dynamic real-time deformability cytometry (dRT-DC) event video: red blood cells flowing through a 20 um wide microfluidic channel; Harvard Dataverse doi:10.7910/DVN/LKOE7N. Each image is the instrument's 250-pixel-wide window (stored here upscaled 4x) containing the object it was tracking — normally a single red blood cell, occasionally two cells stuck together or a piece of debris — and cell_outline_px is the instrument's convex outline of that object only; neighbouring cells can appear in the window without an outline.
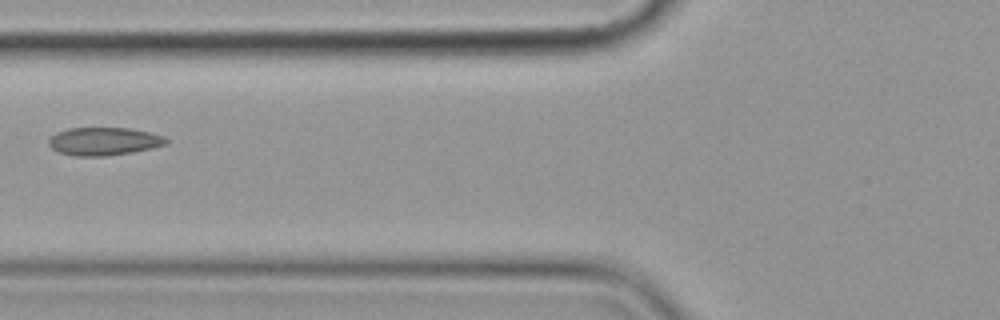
{"species": "common noctule bat (a hibernating species)", "species_latin": "Nyctalus noctula", "temperature_condition": "cold", "stored_images_in_passage": 8, "camera_frame_rate_fps": 3000, "um_per_image_px": 0.085, "animal": {"sex": "female", "body_mass_g": 19.9}, "frame": {"image": 1, "passage_image": 3, "time_ms": 2.333, "image_size_px": [1000, 320], "cell_outline_px": [[168, 144], [152, 148], [132, 152], [104, 156], [72, 156], [56, 152], [48, 144], [48, 140], [56, 132], [68, 128], [128, 128], [148, 132], [164, 136], [168, 140]], "centroid_in_image_um": [8.8, 12.02], "position_along_channel_um": 117.0, "area_um2": 19.25}}
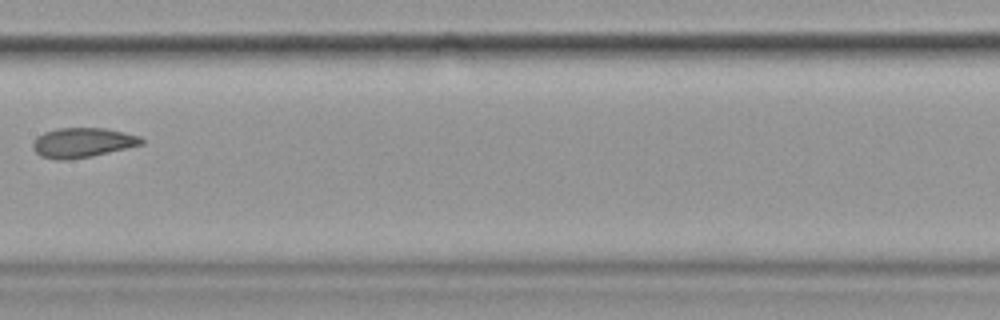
{"frame": {"image": 2, "passage_image": 5, "time_ms": 4.667, "image_size_px": [1000, 320], "cell_outline_px": [[144, 144], [92, 156], [68, 160], [56, 160], [40, 156], [32, 148], [32, 144], [36, 136], [44, 132], [60, 128], [104, 128], [124, 132], [140, 136], [144, 140]], "centroid_in_image_um": [7.0, 12.13], "position_along_channel_um": 200.4, "area_um2": 18.9}}
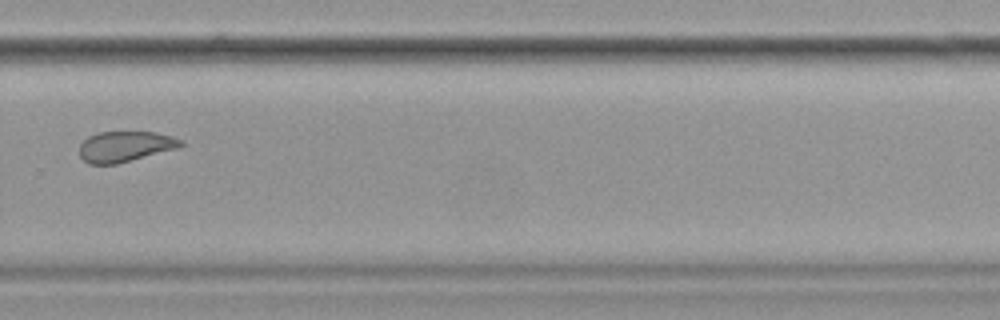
{"frame": {"image": 3, "passage_image": 8, "time_ms": 8.0, "image_size_px": [1000, 320], "cell_outline_px": [[184, 144], [180, 148], [116, 164], [88, 164], [80, 156], [80, 144], [88, 136], [100, 132], [156, 132], [172, 136], [184, 140]], "centroid_in_image_um": [10.68, 12.45], "position_along_channel_um": 319.1, "area_um2": 18.21}}